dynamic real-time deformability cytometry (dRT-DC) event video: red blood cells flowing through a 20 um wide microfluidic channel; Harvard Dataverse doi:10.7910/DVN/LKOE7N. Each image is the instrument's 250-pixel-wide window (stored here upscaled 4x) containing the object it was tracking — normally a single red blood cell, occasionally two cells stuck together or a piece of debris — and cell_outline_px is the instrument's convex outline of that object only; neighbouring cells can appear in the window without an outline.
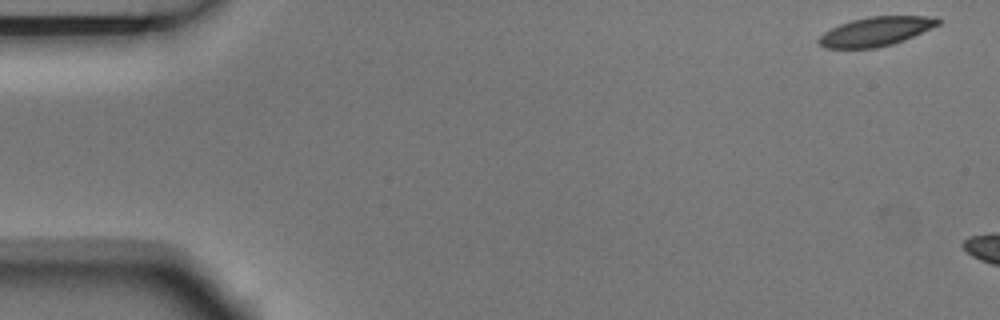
{"species": "Egyptian fruit bat (a non-hibernating species)", "species_latin": "Rousettus aegyptiacus", "temperature_condition": "room temperature", "stored_images_in_passage": 3, "camera_frame_rate_fps": 3000, "um_per_image_px": 0.085, "animal": {"sex": "male"}, "frame": {"image": 1, "passage_image": 1, "time_ms": 0.0, "image_size_px": [1000, 320], "cell_outline_px": [[940, 24], [904, 40], [892, 44], [876, 48], [824, 48], [816, 40], [824, 32], [840, 24], [852, 20], [868, 16], [936, 16], [940, 20]], "centroid_in_image_um": [74.44, 2.67], "position_along_channel_um": 10.6, "area_um2": 20.17}}